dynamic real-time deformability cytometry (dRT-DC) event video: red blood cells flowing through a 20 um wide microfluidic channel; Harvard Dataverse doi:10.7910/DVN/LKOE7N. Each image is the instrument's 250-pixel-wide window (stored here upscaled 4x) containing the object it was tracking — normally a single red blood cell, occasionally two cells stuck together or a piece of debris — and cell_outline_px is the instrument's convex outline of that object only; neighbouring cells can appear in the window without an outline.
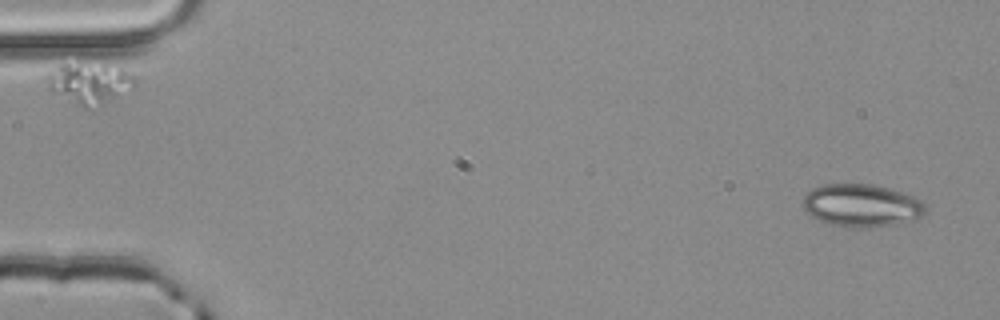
{"species": "common noctule bat (a hibernating species)", "species_latin": "Nyctalus noctula", "temperature_condition": "room temperature", "stored_images_in_passage": 3, "camera_frame_rate_fps": 3000, "um_per_image_px": 0.085, "animal": {"sex": "male", "body_mass_g": 20.4}, "frame": {"image": 1, "passage_image": 1, "time_ms": 0.0, "image_size_px": [1000, 320], "cell_outline_px": [[924, 212], [920, 216], [896, 224], [872, 228], [848, 228], [832, 224], [808, 216], [804, 212], [800, 204], [804, 196], [812, 188], [824, 184], [876, 184], [924, 200]], "centroid_in_image_um": [73.15, 17.47], "position_along_channel_um": 11.8, "area_um2": 30.81}}